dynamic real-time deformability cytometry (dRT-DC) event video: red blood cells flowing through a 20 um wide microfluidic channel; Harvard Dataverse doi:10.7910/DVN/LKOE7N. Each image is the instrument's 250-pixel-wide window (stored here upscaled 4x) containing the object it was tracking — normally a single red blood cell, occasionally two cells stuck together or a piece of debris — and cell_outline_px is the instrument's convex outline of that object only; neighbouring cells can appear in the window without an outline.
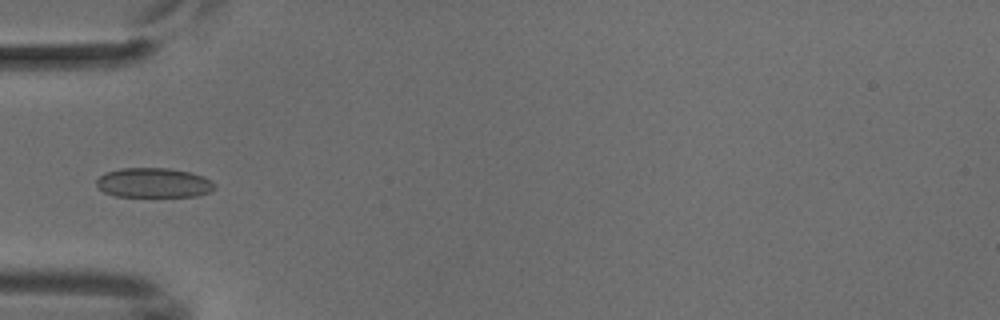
{"species": "common noctule bat (a hibernating species)", "species_latin": "Nyctalus noctula", "temperature_condition": "cold", "stored_images_in_passage": 6, "camera_frame_rate_fps": 3000, "um_per_image_px": 0.085, "animal": {"sex": "male", "body_mass_g": 18.8}, "frame": {"image": 1, "passage_image": 5, "time_ms": 4.667, "image_size_px": [1000, 320], "cell_outline_px": [[216, 188], [208, 192], [196, 196], [116, 196], [104, 192], [96, 184], [96, 180], [104, 172], [120, 168], [168, 168], [188, 172], [200, 176], [216, 184]], "centroid_in_image_um": [13.02, 15.53], "position_along_channel_um": 72.0, "area_um2": 20.23}}
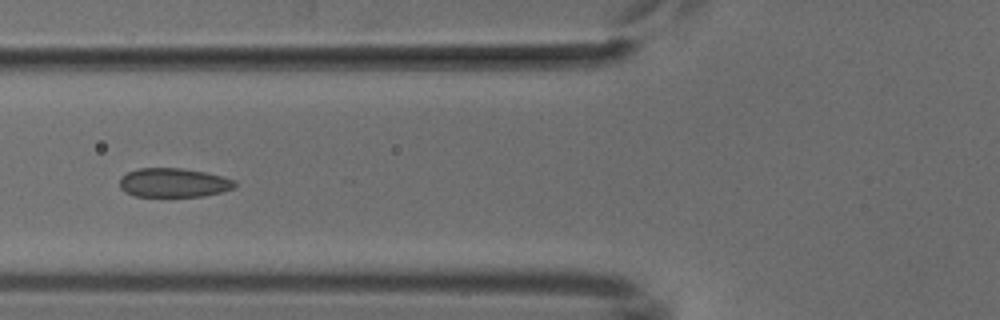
{"frame": {"image": 2, "passage_image": 6, "time_ms": 5.667, "image_size_px": [1000, 320], "cell_outline_px": [[236, 184], [232, 188], [220, 192], [204, 196], [132, 196], [124, 192], [120, 188], [120, 176], [128, 172], [140, 168], [180, 168], [204, 172], [236, 180]], "centroid_in_image_um": [14.71, 15.53], "position_along_channel_um": 111.1, "area_um2": 19.42}}